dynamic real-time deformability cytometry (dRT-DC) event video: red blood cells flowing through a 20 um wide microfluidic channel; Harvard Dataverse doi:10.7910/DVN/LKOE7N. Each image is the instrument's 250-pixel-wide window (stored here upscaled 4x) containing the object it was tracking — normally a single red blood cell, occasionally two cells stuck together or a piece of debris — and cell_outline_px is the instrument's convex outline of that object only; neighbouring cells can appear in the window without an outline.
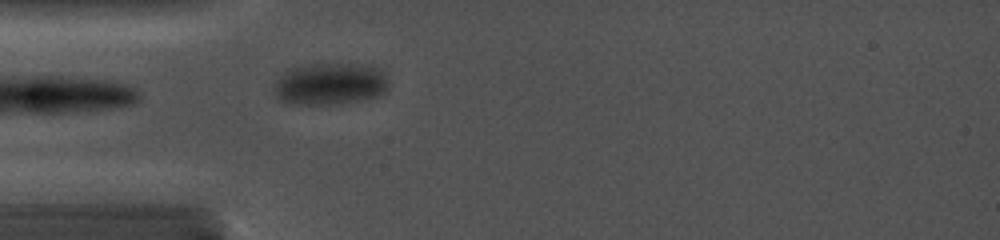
{"species": "common noctule bat (a hibernating species)", "species_latin": "Nyctalus noctula", "temperature_condition": "cold", "stored_images_in_passage": 10, "camera_frame_rate_fps": 5000, "um_per_image_px": 0.085, "animal": {"sex": "female", "body_mass_g": 19.0, "forearm_length_mm": 56.7}, "frame": {"image": 1, "passage_image": 2, "time_ms": 0.4, "image_size_px": [1000, 240], "cell_outline_px": [[388, 92], [380, 96], [340, 104], [288, 104], [280, 100], [276, 96], [276, 80], [288, 68], [304, 64], [372, 64], [380, 68], [384, 72], [388, 80]], "centroid_in_image_um": [28.12, 7.12], "position_along_channel_um": 56.9, "area_um2": 28.61}}